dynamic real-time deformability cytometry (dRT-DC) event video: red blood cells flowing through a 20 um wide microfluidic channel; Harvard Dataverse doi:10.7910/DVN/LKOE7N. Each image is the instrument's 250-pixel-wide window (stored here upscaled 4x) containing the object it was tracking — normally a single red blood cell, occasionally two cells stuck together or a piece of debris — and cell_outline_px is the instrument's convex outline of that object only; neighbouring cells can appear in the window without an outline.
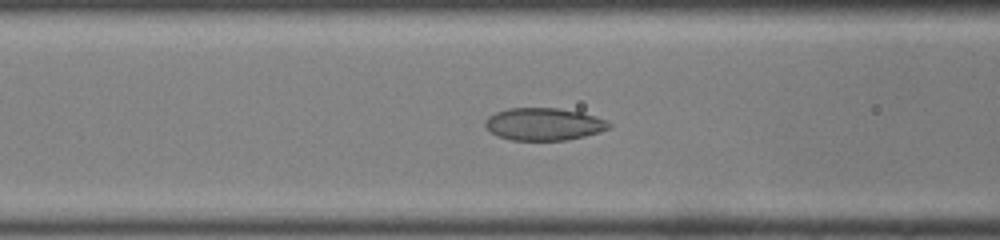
{"species": "common noctule bat (a hibernating species)", "species_latin": "Nyctalus noctula", "temperature_condition": "room temperature", "stored_images_in_passage": 48, "camera_frame_rate_fps": 3000, "um_per_image_px": 0.085, "animal": {"sex": "male", "body_mass_g": 19.0, "forearm_length_mm": 50.8}, "frame": {"image": 1, "passage_image": 20, "time_ms": 6.333, "image_size_px": [1000, 240], "cell_outline_px": [[612, 124], [608, 128], [600, 132], [584, 136], [564, 140], [512, 140], [496, 136], [484, 124], [484, 120], [488, 116], [496, 112], [508, 108], [560, 108], [580, 112], [596, 116], [608, 120]], "centroid_in_image_um": [46.23, 10.54], "position_along_channel_um": 120.4, "area_um2": 23.47}}
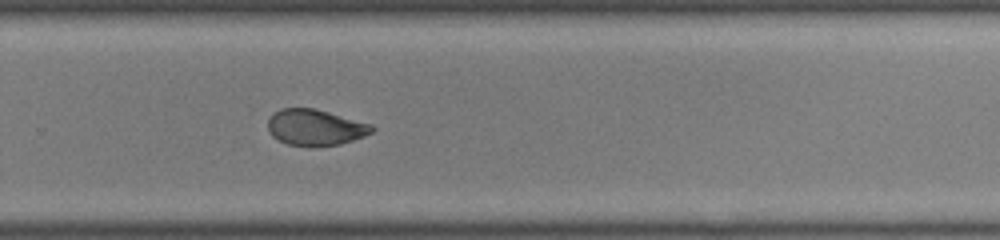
{"frame": {"image": 2, "passage_image": 33, "time_ms": 10.667, "image_size_px": [1000, 240], "cell_outline_px": [[376, 128], [372, 132], [364, 136], [340, 144], [312, 148], [288, 144], [272, 136], [268, 132], [268, 120], [280, 108], [312, 108], [328, 112], [372, 124]], "centroid_in_image_um": [26.8, 10.85], "position_along_channel_um": 303.0, "area_um2": 21.96}}
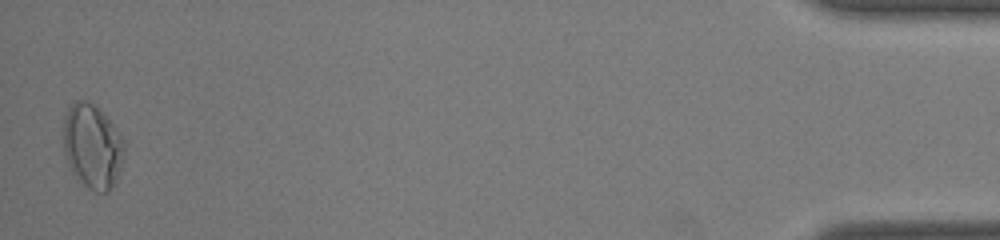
{"frame": {"image": 3, "passage_image": 48, "time_ms": 15.667, "image_size_px": [1000, 240], "cell_outline_px": [[124, 148], [116, 180], [112, 188], [108, 192], [96, 192], [88, 188], [72, 172], [68, 164], [64, 152], [64, 116], [68, 108], [76, 100], [88, 100], [108, 120], [124, 140]], "centroid_in_image_um": [7.82, 12.45], "position_along_channel_um": 427.4, "area_um2": 29.3}, "authors_computed_cell_mechanics": {"area_um2": 23.5246, "velocity_mm_per_s": 4.2288, "shape_relaxation_time_tau1_ms": null, "shape_relaxation_time_tau2_ms": 1.0296, "deformation_change_tau1": null, "deformation_change_tau2": 0.0555}}